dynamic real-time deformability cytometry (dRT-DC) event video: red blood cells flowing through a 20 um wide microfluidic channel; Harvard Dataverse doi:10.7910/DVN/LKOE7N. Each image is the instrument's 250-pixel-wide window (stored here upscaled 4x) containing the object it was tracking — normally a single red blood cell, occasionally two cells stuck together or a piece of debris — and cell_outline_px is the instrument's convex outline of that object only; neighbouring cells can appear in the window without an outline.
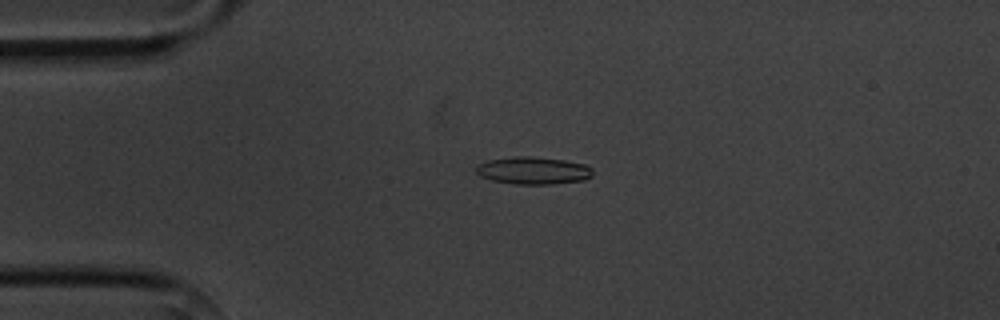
{"species": "common noctule bat (a hibernating species)", "species_latin": "Nyctalus noctula", "temperature_condition": "cold", "stored_images_in_passage": 5, "camera_frame_rate_fps": 3000, "um_per_image_px": 0.085, "animal": {"sex": "male", "body_mass_g": 20.1, "forearm_length_mm": 53.5}, "frame": {"image": 1, "passage_image": 4, "time_ms": 3.667, "image_size_px": [1000, 320], "cell_outline_px": [[592, 176], [584, 180], [552, 184], [516, 184], [492, 180], [480, 176], [476, 172], [476, 164], [488, 160], [516, 156], [528, 156], [564, 160], [584, 164], [592, 168]], "centroid_in_image_um": [45.31, 14.49], "position_along_channel_um": 39.7, "area_um2": 18.61}}